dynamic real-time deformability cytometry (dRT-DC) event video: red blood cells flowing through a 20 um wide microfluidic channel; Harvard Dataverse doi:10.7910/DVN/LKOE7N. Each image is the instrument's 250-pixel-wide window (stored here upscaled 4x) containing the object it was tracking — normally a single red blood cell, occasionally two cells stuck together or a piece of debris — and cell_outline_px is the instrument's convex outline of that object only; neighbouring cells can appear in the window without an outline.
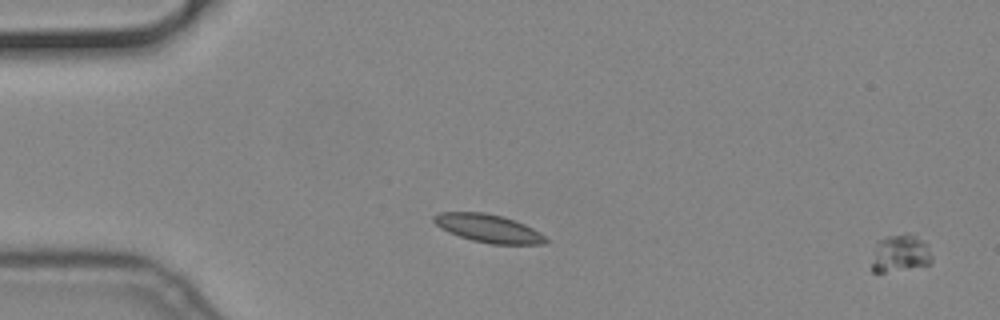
{"species": "common noctule bat (a hibernating species)", "species_latin": "Nyctalus noctula", "temperature_condition": "cold", "stored_images_in_passage": 57, "camera_frame_rate_fps": 3000, "um_per_image_px": 0.085, "animal": {"sex": "male", "body_mass_g": 19.2, "forearm_length_mm": 51.8}, "frame": {"image": 1, "passage_image": 2, "time_ms": 0.333, "image_size_px": [1000, 320], "cell_outline_px": [[932, 264], [884, 272], [872, 272], [872, 264], [876, 240], [888, 236], [904, 232], [908, 232], [916, 236], [928, 244], [932, 256]], "centroid_in_image_um": [76.54, 21.5], "position_along_channel_um": 8.5, "area_um2": 13.29}}
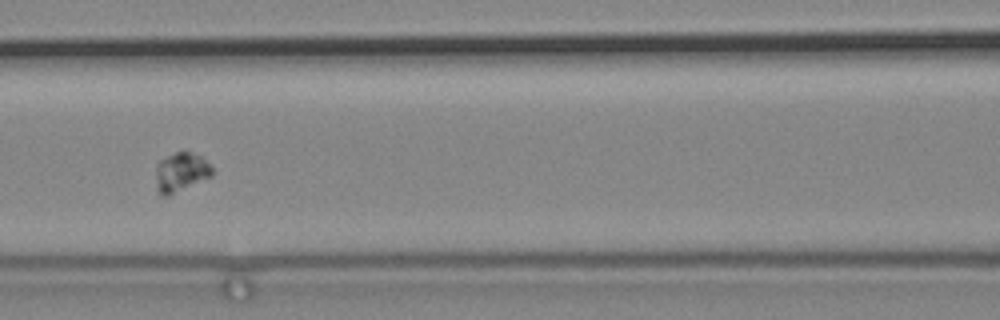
{"frame": {"image": 2, "passage_image": 26, "time_ms": 8.333, "image_size_px": [1000, 320], "cell_outline_px": [[212, 176], [168, 196], [164, 196], [156, 188], [156, 164], [160, 160], [184, 148], [188, 148], [200, 156], [212, 168]], "centroid_in_image_um": [15.37, 14.59], "position_along_channel_um": 151.2, "area_um2": 13.01}}
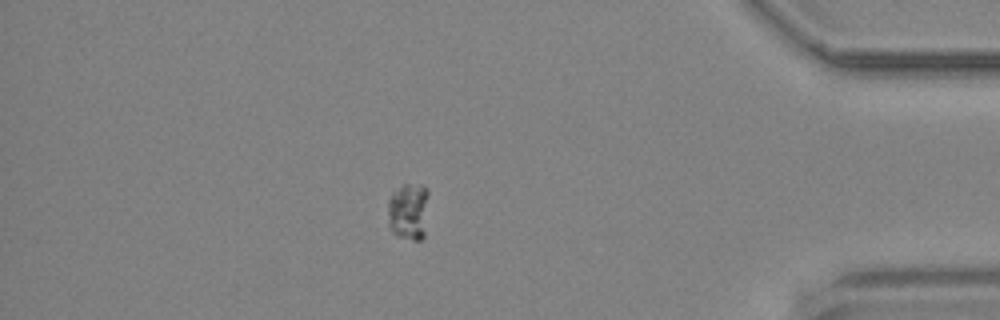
{"frame": {"image": 3, "passage_image": 50, "time_ms": 16.333, "image_size_px": [1000, 320], "cell_outline_px": [[428, 192], [424, 236], [420, 240], [412, 240], [396, 236], [392, 232], [388, 224], [388, 200], [404, 184], [424, 184], [428, 188]], "centroid_in_image_um": [34.73, 17.98], "position_along_channel_um": 400.5, "area_um2": 13.64}}